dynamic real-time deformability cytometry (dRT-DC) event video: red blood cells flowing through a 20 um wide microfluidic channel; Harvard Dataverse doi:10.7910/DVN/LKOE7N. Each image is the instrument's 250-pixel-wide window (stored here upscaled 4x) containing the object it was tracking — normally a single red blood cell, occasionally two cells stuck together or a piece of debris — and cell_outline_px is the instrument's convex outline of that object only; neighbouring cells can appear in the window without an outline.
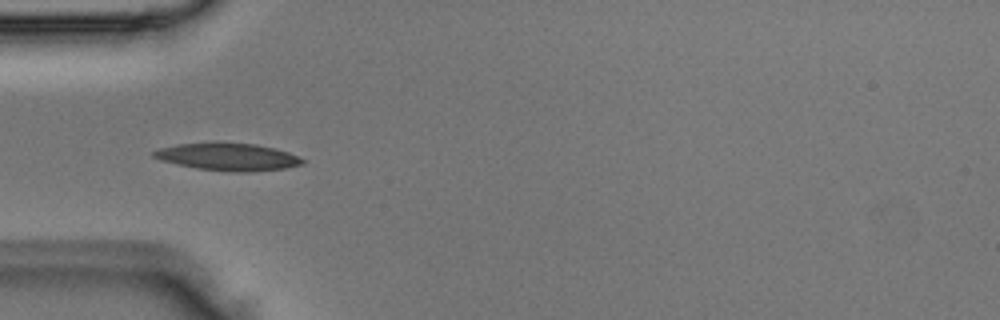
{"species": "Egyptian fruit bat (a non-hibernating species)", "species_latin": "Rousettus aegyptiacus", "temperature_condition": "room temperature", "stored_images_in_passage": 3, "camera_frame_rate_fps": 3000, "um_per_image_px": 0.085, "animal": {"sex": "male"}, "frame": {"image": 1, "passage_image": 2, "time_ms": 0.333, "image_size_px": [1000, 320], "cell_outline_px": [[304, 164], [284, 168], [248, 172], [232, 172], [196, 168], [160, 160], [152, 156], [152, 152], [160, 148], [176, 144], [212, 140], [216, 140], [256, 144], [276, 148], [288, 152], [304, 160]], "centroid_in_image_um": [19.33, 13.29], "position_along_channel_um": 65.7, "area_um2": 24.39}}
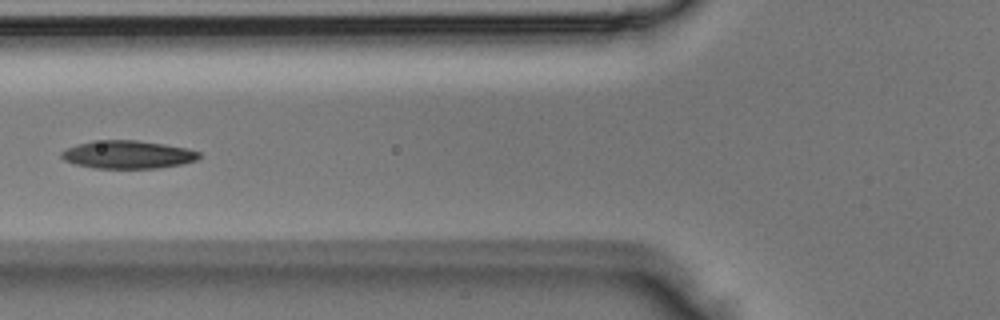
{"frame": {"image": 2, "passage_image": 3, "time_ms": 0.667, "image_size_px": [1000, 320], "cell_outline_px": [[200, 156], [196, 160], [180, 164], [156, 168], [96, 168], [76, 164], [64, 160], [60, 156], [60, 152], [76, 144], [92, 140], [136, 140], [164, 144], [188, 148], [200, 152]], "centroid_in_image_um": [10.84, 13.13], "position_along_channel_um": 115.0, "area_um2": 22.43}}